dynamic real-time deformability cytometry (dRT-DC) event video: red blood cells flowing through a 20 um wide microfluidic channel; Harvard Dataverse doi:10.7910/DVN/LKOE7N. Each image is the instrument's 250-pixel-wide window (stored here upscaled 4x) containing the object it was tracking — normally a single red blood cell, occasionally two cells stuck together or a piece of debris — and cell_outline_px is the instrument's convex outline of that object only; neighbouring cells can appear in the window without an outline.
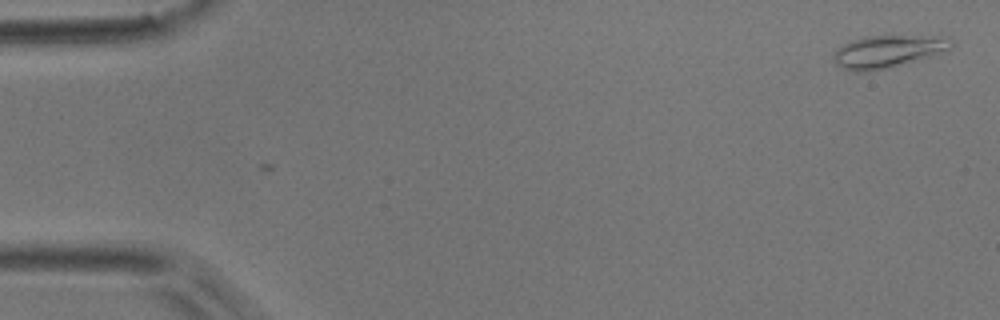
{"species": "common noctule bat (a hibernating species)", "species_latin": "Nyctalus noctula", "temperature_condition": "room temperature", "stored_images_in_passage": 50, "camera_frame_rate_fps": 3000, "um_per_image_px": 0.085, "animal": {"sex": "male", "body_mass_g": 17.9}, "frame": {"image": 1, "passage_image": 1, "time_ms": 0.0, "image_size_px": [1000, 320], "cell_outline_px": [[956, 44], [952, 48], [928, 56], [888, 68], [872, 72], [856, 72], [844, 68], [836, 64], [832, 56], [836, 48], [852, 40], [864, 36], [892, 32], [952, 36], [956, 40]], "centroid_in_image_um": [75.56, 4.28], "position_along_channel_um": 9.4, "area_um2": 23.7}}
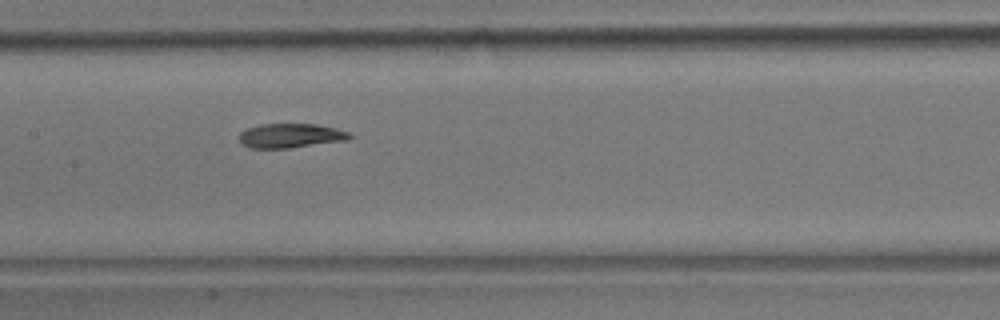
{"frame": {"image": 2, "passage_image": 24, "time_ms": 7.667, "image_size_px": [1000, 320], "cell_outline_px": [[352, 136], [348, 140], [288, 148], [252, 148], [240, 144], [236, 136], [240, 132], [248, 128], [260, 124], [316, 124], [336, 128], [348, 132]], "centroid_in_image_um": [24.64, 11.53], "position_along_channel_um": 182.8, "area_um2": 15.78}}
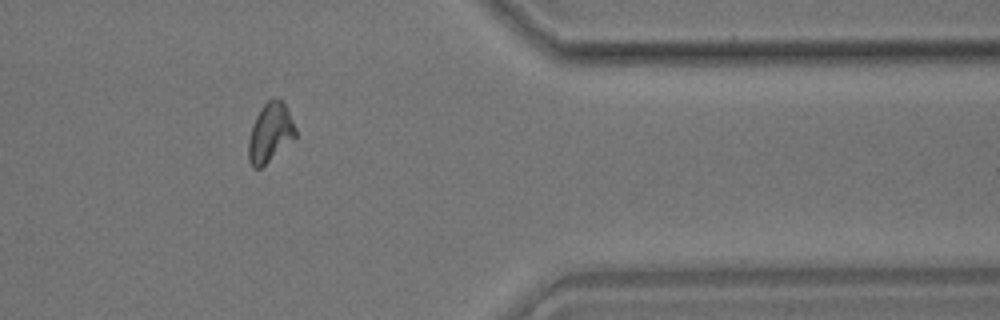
{"frame": {"image": 3, "passage_image": 41, "time_ms": 13.333, "image_size_px": [1000, 320], "cell_outline_px": [[296, 136], [260, 168], [252, 168], [248, 160], [248, 140], [252, 124], [260, 108], [272, 96], [284, 100], [288, 108], [296, 128]], "centroid_in_image_um": [22.95, 11.22], "position_along_channel_um": 388.4, "area_um2": 16.3}, "authors_computed_cell_mechanics": {"area_um2": 16.2996, "velocity_mm_per_s": 3.9486, "shape_relaxation_time_tau1_ms": 3.9069, "shape_relaxation_time_tau2_ms": 9.4897, "deformation_change_tau1": 0.1451, "deformation_change_tau2": 0.1426}}